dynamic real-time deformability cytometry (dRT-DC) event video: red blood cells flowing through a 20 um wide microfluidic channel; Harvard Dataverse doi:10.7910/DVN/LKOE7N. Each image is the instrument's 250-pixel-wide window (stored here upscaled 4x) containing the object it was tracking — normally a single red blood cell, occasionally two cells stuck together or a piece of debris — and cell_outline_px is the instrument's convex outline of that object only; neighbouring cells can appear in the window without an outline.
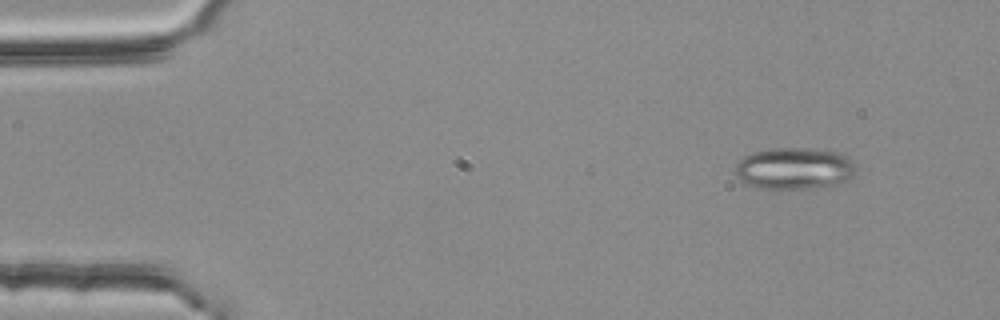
{"species": "common noctule bat (a hibernating species)", "species_latin": "Nyctalus noctula", "temperature_condition": "room temperature", "stored_images_in_passage": 3, "camera_frame_rate_fps": 3000, "um_per_image_px": 0.085, "animal": {"sex": "female", "body_mass_g": 25.1}, "frame": {"image": 1, "passage_image": 1, "time_ms": 0.0, "image_size_px": [1000, 320], "cell_outline_px": [[856, 168], [852, 176], [848, 180], [840, 184], [824, 188], [760, 188], [748, 184], [740, 180], [732, 172], [736, 164], [744, 156], [756, 152], [772, 148], [804, 148], [836, 152], [852, 160]], "centroid_in_image_um": [67.51, 14.33], "position_along_channel_um": 17.5, "area_um2": 29.42}}